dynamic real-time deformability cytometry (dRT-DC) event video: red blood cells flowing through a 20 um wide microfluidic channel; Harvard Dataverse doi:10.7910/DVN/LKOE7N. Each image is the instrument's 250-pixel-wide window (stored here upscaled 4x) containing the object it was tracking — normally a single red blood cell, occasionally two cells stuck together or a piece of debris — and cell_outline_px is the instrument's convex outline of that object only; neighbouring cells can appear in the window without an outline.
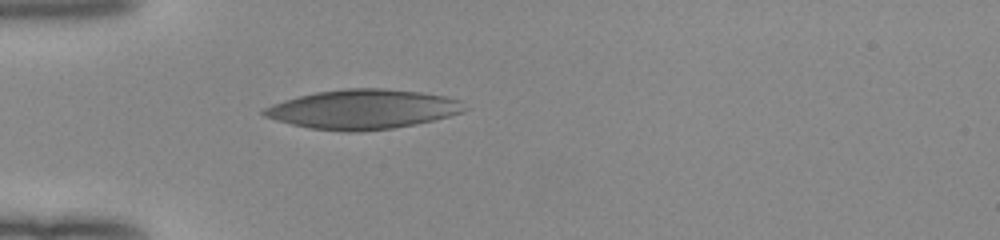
{"species": "human", "species_latin": "Homo sapiens", "temperature_condition": "room temperature", "stored_images_in_passage": 36, "camera_frame_rate_fps": 3000, "um_per_image_px": 0.085, "donor": {"sex": "female"}, "frame": {"image": 1, "passage_image": 1, "time_ms": 0.0, "image_size_px": [1000, 240], "cell_outline_px": [[468, 108], [460, 112], [448, 116], [416, 124], [392, 128], [360, 132], [344, 132], [308, 128], [276, 120], [264, 116], [260, 112], [264, 108], [272, 104], [284, 100], [316, 92], [344, 88], [384, 88], [420, 92], [444, 96], [460, 100]], "centroid_in_image_um": [30.82, 9.29], "position_along_channel_um": 54.2, "area_um2": 46.12}}
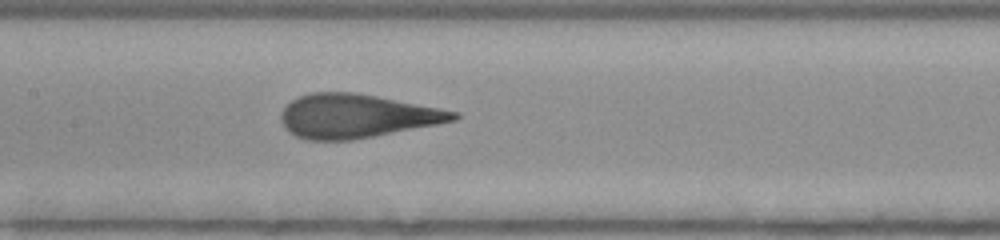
{"frame": {"image": 2, "passage_image": 11, "time_ms": 3.333, "image_size_px": [1000, 240], "cell_outline_px": [[460, 116], [456, 120], [436, 124], [352, 140], [304, 140], [288, 132], [284, 128], [280, 120], [280, 112], [296, 96], [312, 92], [356, 92], [460, 112]], "centroid_in_image_um": [30.25, 9.86], "position_along_channel_um": 177.2, "area_um2": 43.99}}
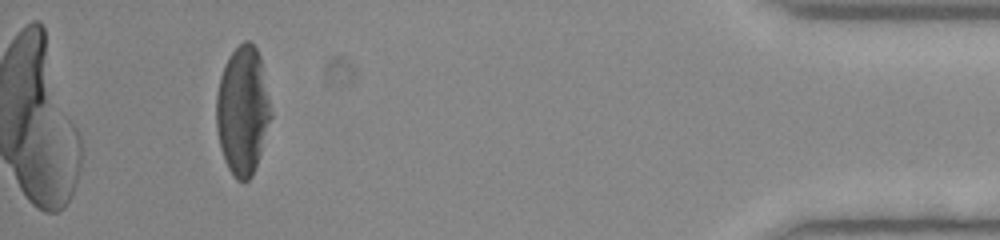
{"frame": {"image": 3, "passage_image": 33, "time_ms": 10.667, "image_size_px": [1000, 240], "cell_outline_px": [[272, 116], [252, 176], [248, 180], [236, 180], [228, 168], [224, 160], [220, 148], [216, 128], [216, 96], [220, 76], [224, 64], [228, 56], [244, 40], [248, 40], [256, 48], [260, 56]], "centroid_in_image_um": [20.6, 9.39], "position_along_channel_um": 414.6, "area_um2": 40.63}, "authors_computed_cell_mechanics": {"area_um2": 44.3326, "velocity_mm_per_s": 4.0133, "shape_relaxation_time_tau1_ms": 4.3725, "shape_relaxation_time_tau2_ms": 0.7158, "deformation_change_tau1": 0.191, "deformation_change_tau2": 0.0802}}